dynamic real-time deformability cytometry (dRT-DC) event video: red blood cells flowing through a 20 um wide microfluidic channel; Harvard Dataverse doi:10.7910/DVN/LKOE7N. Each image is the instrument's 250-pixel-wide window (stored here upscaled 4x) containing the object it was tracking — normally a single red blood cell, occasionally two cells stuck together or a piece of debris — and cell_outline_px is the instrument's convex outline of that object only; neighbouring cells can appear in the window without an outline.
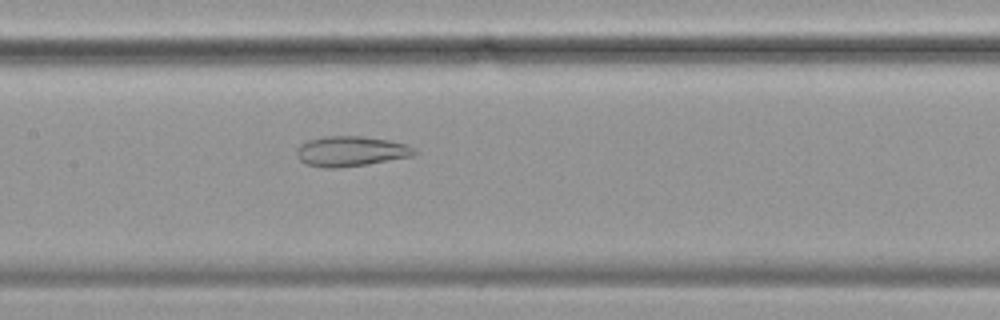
{"species": "common noctule bat (a hibernating species)", "species_latin": "Nyctalus noctula", "temperature_condition": "cold", "stored_images_in_passage": 51, "camera_frame_rate_fps": 3000, "um_per_image_px": 0.085, "animal": {"sex": "female", "body_mass_g": 19.9}, "frame": {"image": 1, "passage_image": 27, "time_ms": 8.667, "image_size_px": [1000, 320], "cell_outline_px": [[416, 152], [412, 156], [368, 164], [336, 168], [324, 168], [304, 164], [296, 156], [296, 148], [300, 144], [308, 140], [324, 136], [364, 136], [388, 140], [408, 144]], "centroid_in_image_um": [29.77, 12.86], "position_along_channel_um": 177.6, "area_um2": 20.81}}
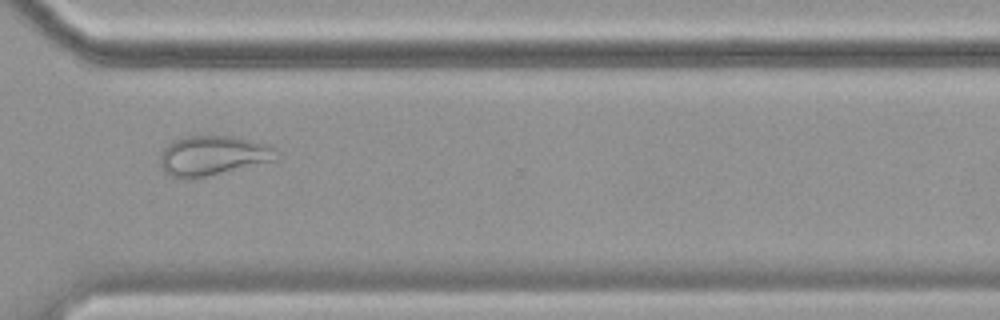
{"frame": {"image": 2, "passage_image": 42, "time_ms": 13.667, "image_size_px": [1000, 320], "cell_outline_px": [[280, 156], [276, 160], [192, 180], [184, 180], [168, 176], [160, 168], [160, 156], [164, 148], [172, 140], [188, 136], [232, 136], [268, 144], [276, 148], [280, 152]], "centroid_in_image_um": [18.08, 13.25], "position_along_channel_um": 352.5, "area_um2": 27.57}}
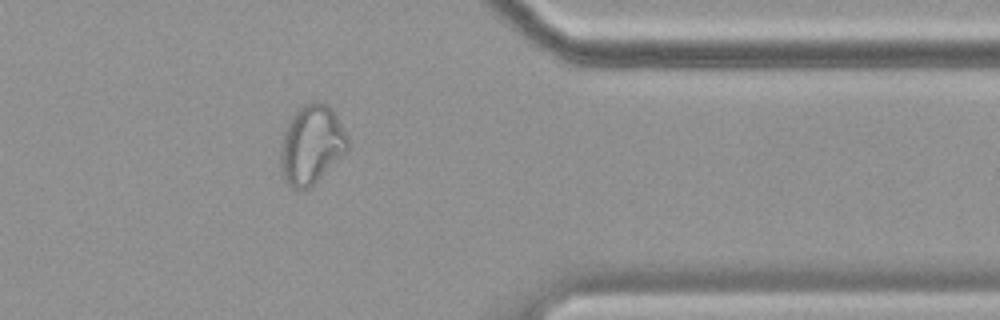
{"frame": {"image": 3, "passage_image": 46, "time_ms": 15.0, "image_size_px": [1000, 320], "cell_outline_px": [[348, 148], [308, 188], [292, 188], [284, 180], [280, 168], [280, 144], [288, 120], [304, 104], [312, 100], [320, 100], [332, 108], [348, 136]], "centroid_in_image_um": [26.44, 12.24], "position_along_channel_um": 385.0, "area_um2": 30.58}}